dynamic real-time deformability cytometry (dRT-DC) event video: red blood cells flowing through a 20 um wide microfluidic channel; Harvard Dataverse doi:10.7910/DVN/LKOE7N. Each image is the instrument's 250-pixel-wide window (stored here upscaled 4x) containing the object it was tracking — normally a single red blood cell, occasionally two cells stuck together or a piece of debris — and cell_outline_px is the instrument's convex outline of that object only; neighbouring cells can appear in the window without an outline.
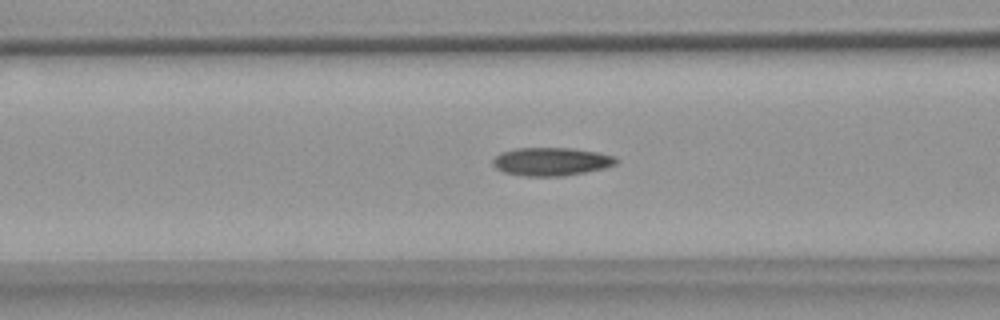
{"species": "common noctule bat (a hibernating species)", "species_latin": "Nyctalus noctula", "temperature_condition": "warm", "stored_images_in_passage": 55, "camera_frame_rate_fps": 3000, "um_per_image_px": 0.085, "animal": {"sex": "female", "body_mass_g": 18.4}, "frame": {"image": 1, "passage_image": 21, "time_ms": 6.667, "image_size_px": [1000, 320], "cell_outline_px": [[620, 160], [616, 164], [604, 168], [564, 176], [524, 176], [504, 172], [496, 168], [492, 164], [492, 160], [500, 152], [516, 148], [572, 148], [596, 152], [616, 156]], "centroid_in_image_um": [46.86, 13.73], "position_along_channel_um": 119.7, "area_um2": 20.35}}
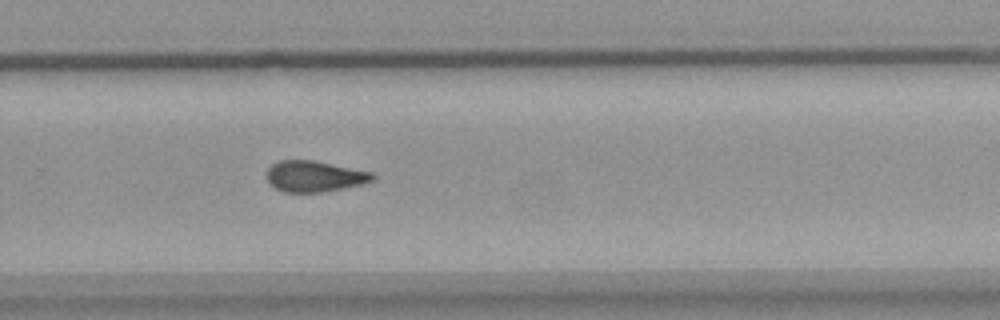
{"frame": {"image": 2, "passage_image": 36, "time_ms": 11.667, "image_size_px": [1000, 320], "cell_outline_px": [[376, 180], [344, 188], [320, 192], [284, 192], [276, 188], [268, 180], [268, 168], [272, 164], [280, 160], [312, 160], [372, 172], [376, 176]], "centroid_in_image_um": [26.76, 14.98], "position_along_channel_um": 303.0, "area_um2": 18.9}}
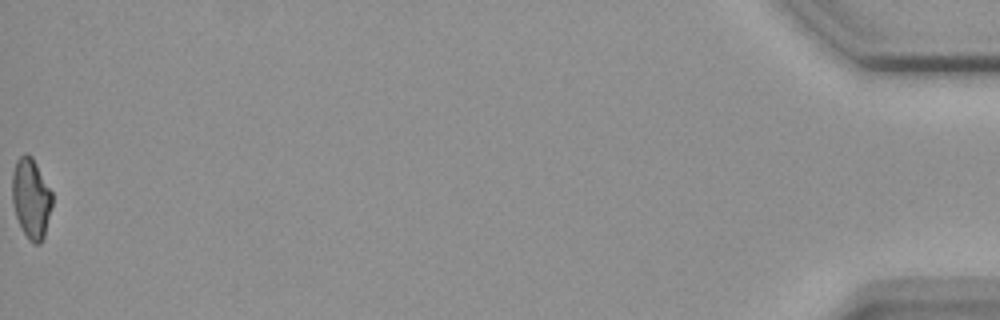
{"frame": {"image": 3, "passage_image": 55, "time_ms": 18.0, "image_size_px": [1000, 320], "cell_outline_px": [[52, 204], [44, 236], [40, 244], [32, 244], [28, 240], [16, 216], [12, 204], [12, 172], [16, 160], [24, 152], [32, 156], [52, 192]], "centroid_in_image_um": [2.63, 16.84], "position_along_channel_um": 432.6, "area_um2": 18.73}, "authors_computed_cell_mechanics": {"area_um2": 19.5364, "velocity_mm_per_s": 3.6726, "shape_relaxation_time_tau1_ms": null, "shape_relaxation_time_tau2_ms": 4.1358, "deformation_change_tau1": null, "deformation_change_tau2": 0.1291}}